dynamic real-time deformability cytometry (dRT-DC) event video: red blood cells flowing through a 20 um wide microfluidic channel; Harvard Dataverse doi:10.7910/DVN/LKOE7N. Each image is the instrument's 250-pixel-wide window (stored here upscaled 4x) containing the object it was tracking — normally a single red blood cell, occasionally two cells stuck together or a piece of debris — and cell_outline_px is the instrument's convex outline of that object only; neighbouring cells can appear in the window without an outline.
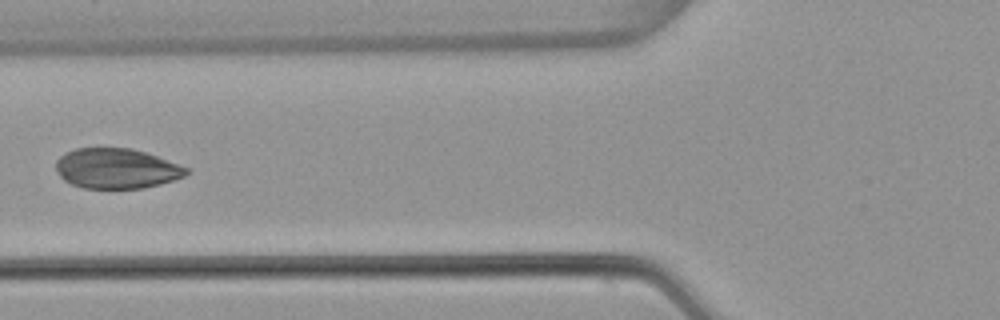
{"species": "common noctule bat (a hibernating species)", "species_latin": "Nyctalus noctula", "temperature_condition": "warm", "stored_images_in_passage": 5, "camera_frame_rate_fps": 3000, "um_per_image_px": 0.085, "animal": {"sex": "female", "body_mass_g": 22.7, "forearm_length_mm": 54.2}, "frame": {"image": 1, "passage_image": 5, "time_ms": 1.333, "image_size_px": [1000, 320], "cell_outline_px": [[192, 172], [184, 176], [160, 184], [144, 188], [84, 188], [72, 184], [64, 180], [60, 176], [56, 168], [56, 160], [64, 152], [76, 148], [132, 148], [156, 156], [188, 168]], "centroid_in_image_um": [9.89, 14.32], "position_along_channel_um": 115.9, "area_um2": 30.4}}